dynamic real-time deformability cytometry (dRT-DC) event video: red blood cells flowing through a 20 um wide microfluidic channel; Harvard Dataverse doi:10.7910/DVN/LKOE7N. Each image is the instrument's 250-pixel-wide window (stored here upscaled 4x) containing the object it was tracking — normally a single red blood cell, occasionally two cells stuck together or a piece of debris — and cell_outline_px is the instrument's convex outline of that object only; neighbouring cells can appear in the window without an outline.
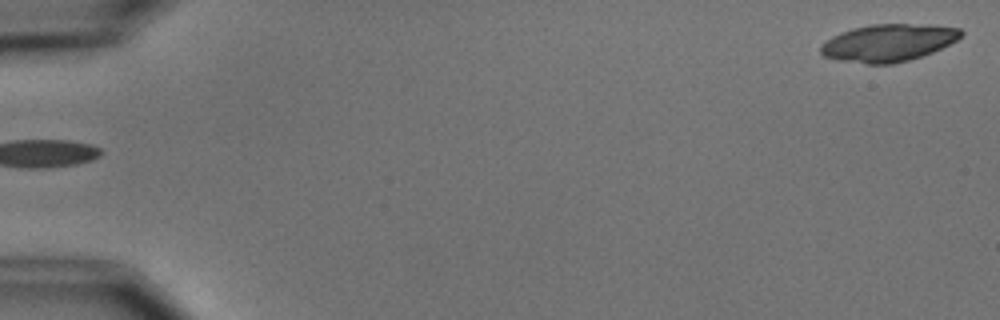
{"species": "common noctule bat (a hibernating species)", "species_latin": "Nyctalus noctula", "temperature_condition": "cold", "stored_images_in_passage": 7, "segment_of_instrument_passage": [2, 2], "camera_frame_rate_fps": 3000, "um_per_image_px": 0.085, "animal": {"sex": "male", "body_mass_g": 15.6}, "frame": {"image": 1, "passage_image": 7, "time_ms": 7.667, "image_size_px": [1000, 320], "cell_outline_px": [[964, 32], [956, 40], [932, 52], [908, 60], [892, 64], [868, 64], [836, 60], [824, 56], [820, 52], [820, 44], [832, 36], [840, 32], [852, 28], [872, 24], [928, 24], [960, 28]], "centroid_in_image_um": [75.47, 3.63], "position_along_channel_um": 9.5, "area_um2": 30.58}}